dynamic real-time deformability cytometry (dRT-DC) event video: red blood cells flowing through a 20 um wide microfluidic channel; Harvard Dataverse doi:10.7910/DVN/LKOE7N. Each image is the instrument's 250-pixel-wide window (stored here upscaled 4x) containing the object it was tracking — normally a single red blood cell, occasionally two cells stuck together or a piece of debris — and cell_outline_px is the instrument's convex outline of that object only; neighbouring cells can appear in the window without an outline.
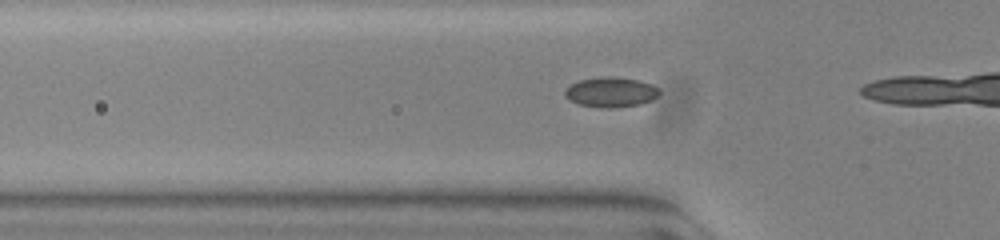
{"species": "common noctule bat (a hibernating species)", "species_latin": "Nyctalus noctula", "temperature_condition": "warm", "stored_images_in_passage": 17, "camera_frame_rate_fps": 3000, "um_per_image_px": 0.085, "animal": {"sex": "female", "body_mass_g": 23.0, "forearm_length_mm": 53.4}, "frame": {"image": 1, "passage_image": 12, "time_ms": 3.667, "image_size_px": [1000, 240], "cell_outline_px": [[660, 92], [652, 100], [640, 104], [608, 108], [600, 108], [580, 104], [564, 96], [564, 92], [572, 84], [580, 80], [600, 76], [612, 76], [640, 80], [652, 84], [660, 88]], "centroid_in_image_um": [51.96, 7.82], "position_along_channel_um": 73.8, "area_um2": 16.47}}
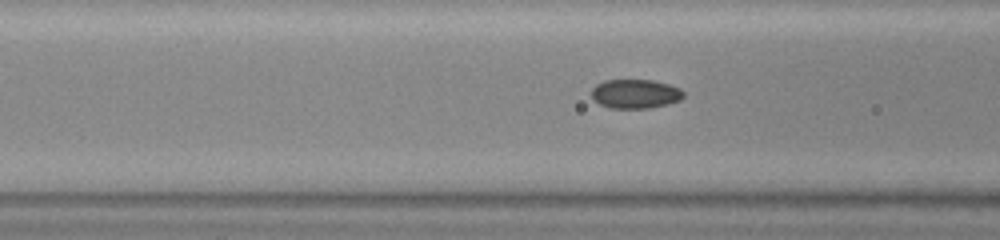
{"frame": {"image": 2, "passage_image": 15, "time_ms": 4.667, "image_size_px": [1000, 240], "cell_outline_px": [[684, 96], [680, 100], [668, 104], [648, 108], [612, 108], [600, 104], [592, 96], [592, 88], [596, 84], [604, 80], [652, 80], [668, 84], [680, 88], [684, 92]], "centroid_in_image_um": [54.02, 7.97], "position_along_channel_um": 112.6, "area_um2": 15.55}}